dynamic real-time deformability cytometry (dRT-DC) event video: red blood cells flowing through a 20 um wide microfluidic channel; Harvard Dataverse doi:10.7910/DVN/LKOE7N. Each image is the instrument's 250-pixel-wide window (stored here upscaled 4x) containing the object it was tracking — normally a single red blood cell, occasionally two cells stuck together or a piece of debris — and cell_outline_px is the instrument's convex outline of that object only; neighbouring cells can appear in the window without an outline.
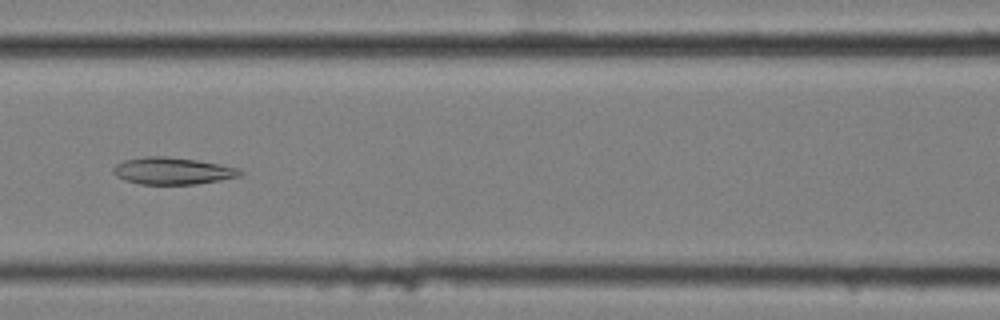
{"species": "common noctule bat (a hibernating species)", "species_latin": "Nyctalus noctula", "temperature_condition": "cold", "stored_images_in_passage": 57, "camera_frame_rate_fps": 3000, "um_per_image_px": 0.085, "animal": {"sex": "female", "body_mass_g": 25.1}, "frame": {"image": 1, "passage_image": 25, "time_ms": 8.0, "image_size_px": [1000, 320], "cell_outline_px": [[244, 172], [240, 176], [220, 180], [196, 184], [140, 184], [124, 180], [116, 176], [112, 172], [112, 168], [116, 164], [124, 160], [144, 156], [164, 156], [196, 160], [220, 164], [240, 168]], "centroid_in_image_um": [14.66, 14.52], "position_along_channel_um": 151.9, "area_um2": 20.06}}
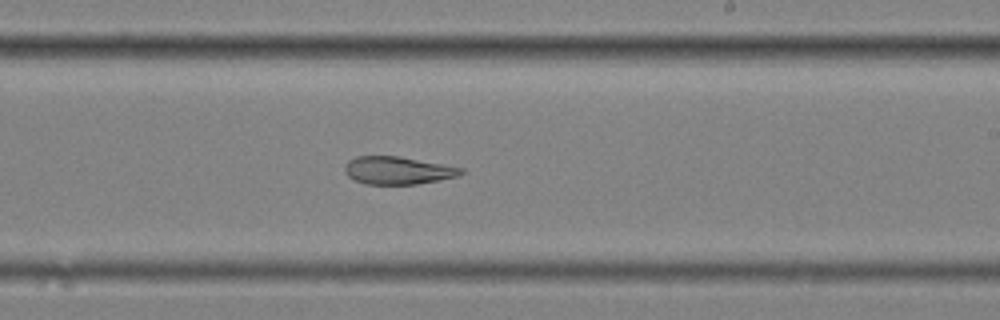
{"frame": {"image": 2, "passage_image": 34, "time_ms": 11.0, "image_size_px": [1000, 320], "cell_outline_px": [[464, 172], [460, 176], [440, 180], [416, 184], [364, 184], [348, 176], [344, 172], [344, 168], [348, 160], [356, 156], [400, 156], [464, 168]], "centroid_in_image_um": [33.82, 14.48], "position_along_channel_um": 255.2, "area_um2": 18.9}}
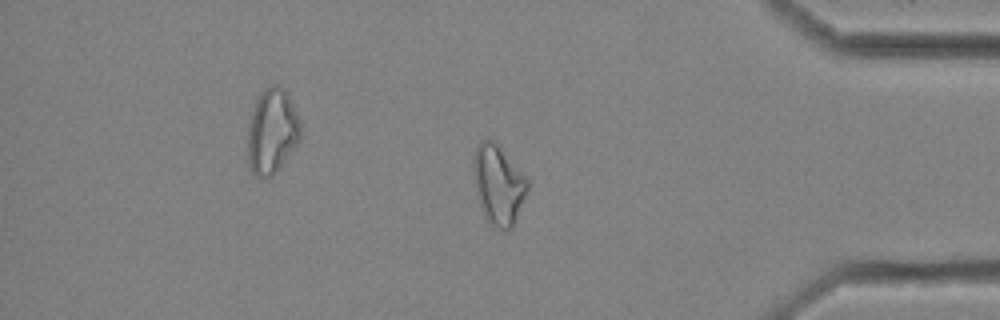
{"frame": {"image": 3, "passage_image": 48, "time_ms": 15.667, "image_size_px": [1000, 320], "cell_outline_px": [[528, 188], [512, 228], [508, 232], [492, 224], [484, 212], [476, 192], [472, 168], [472, 156], [476, 144], [480, 140], [496, 140], [500, 144], [528, 180]], "centroid_in_image_um": [42.34, 15.6], "position_along_channel_um": 392.9, "area_um2": 25.03}, "authors_computed_cell_mechanics": {"area_um2": 25.0274, "velocity_mm_per_s": 3.4532, "shape_relaxation_time_tau1_ms": null, "shape_relaxation_time_tau2_ms": 1.9181, "deformation_change_tau1": null, "deformation_change_tau2": 0.0951}}